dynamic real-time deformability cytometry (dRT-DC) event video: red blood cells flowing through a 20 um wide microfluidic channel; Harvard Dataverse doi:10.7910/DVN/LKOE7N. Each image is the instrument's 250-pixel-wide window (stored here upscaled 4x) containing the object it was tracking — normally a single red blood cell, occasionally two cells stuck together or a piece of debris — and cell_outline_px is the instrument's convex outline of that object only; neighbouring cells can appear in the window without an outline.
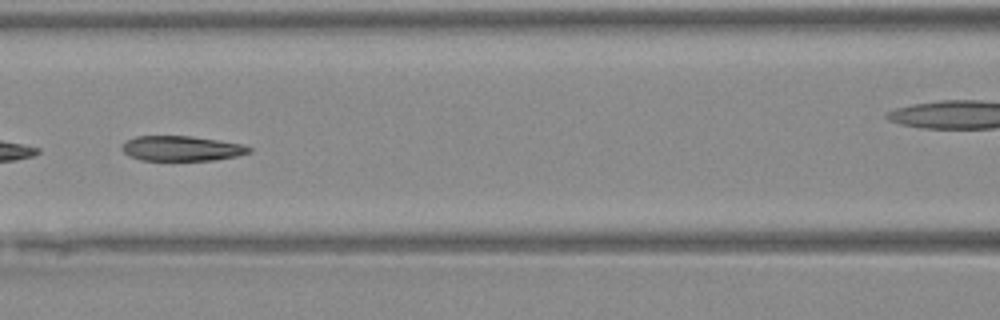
{"species": "Egyptian fruit bat (a non-hibernating species)", "species_latin": "Rousettus aegyptiacus", "temperature_condition": "warm", "stored_images_in_passage": 22, "camera_frame_rate_fps": 3000, "um_per_image_px": 0.085, "animal": {"sex": "female"}, "frame": {"image": 1, "passage_image": 11, "time_ms": 3.333, "image_size_px": [1000, 320], "cell_outline_px": [[252, 152], [236, 156], [216, 160], [140, 160], [128, 156], [120, 148], [124, 140], [136, 136], [192, 136], [240, 144], [252, 148]], "centroid_in_image_um": [15.38, 12.62], "position_along_channel_um": 151.2, "area_um2": 18.61}}
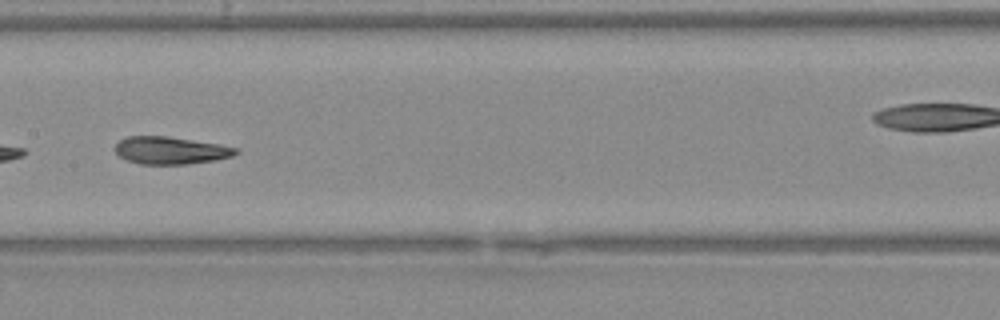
{"frame": {"image": 2, "passage_image": 14, "time_ms": 4.333, "image_size_px": [1000, 320], "cell_outline_px": [[240, 152], [232, 156], [216, 160], [188, 164], [140, 164], [128, 160], [120, 156], [112, 148], [120, 140], [128, 136], [168, 136], [240, 148]], "centroid_in_image_um": [14.5, 12.78], "position_along_channel_um": 192.9, "area_um2": 19.31}}